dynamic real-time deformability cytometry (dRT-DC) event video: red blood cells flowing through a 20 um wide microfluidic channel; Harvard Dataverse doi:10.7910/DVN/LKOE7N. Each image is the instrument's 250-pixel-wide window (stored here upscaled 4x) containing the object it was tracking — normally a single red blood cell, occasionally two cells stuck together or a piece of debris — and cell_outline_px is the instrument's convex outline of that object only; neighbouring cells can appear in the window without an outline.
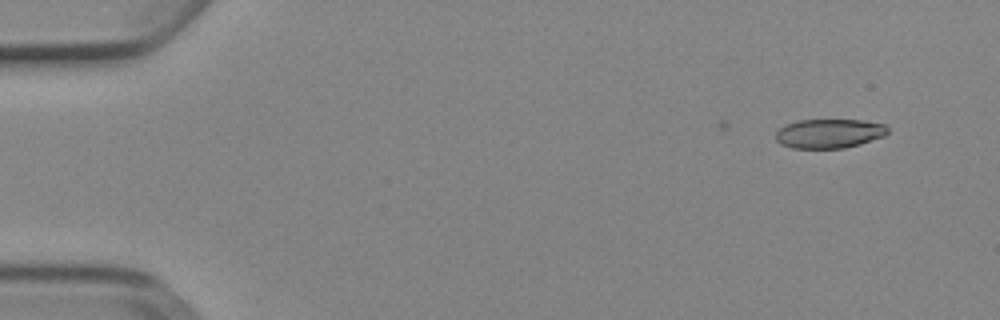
{"species": "Egyptian fruit bat (a non-hibernating species)", "species_latin": "Rousettus aegyptiacus", "temperature_condition": "cold", "stored_images_in_passage": 5, "camera_frame_rate_fps": 3000, "um_per_image_px": 0.085, "animal": {"sex": "female"}, "frame": {"image": 1, "passage_image": 1, "time_ms": 0.0, "image_size_px": [1000, 320], "cell_outline_px": [[888, 132], [884, 136], [860, 144], [844, 148], [792, 148], [780, 144], [776, 140], [776, 132], [784, 124], [800, 120], [860, 120], [884, 124], [888, 128]], "centroid_in_image_um": [70.46, 11.35], "position_along_channel_um": 14.5, "area_um2": 19.07}}